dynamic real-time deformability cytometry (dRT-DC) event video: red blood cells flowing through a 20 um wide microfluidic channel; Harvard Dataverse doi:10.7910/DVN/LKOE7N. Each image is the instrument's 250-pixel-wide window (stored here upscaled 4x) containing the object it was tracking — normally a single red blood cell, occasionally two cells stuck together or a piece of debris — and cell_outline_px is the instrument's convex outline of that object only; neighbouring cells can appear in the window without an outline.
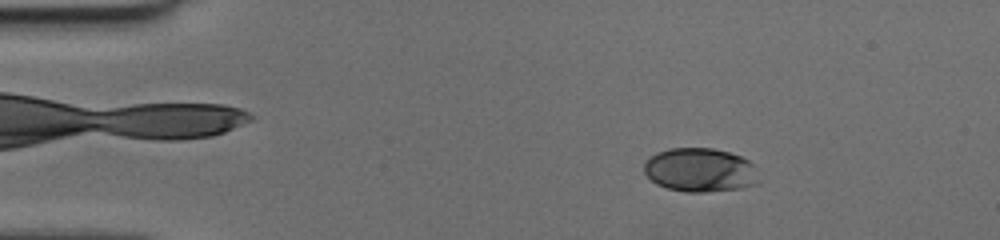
{"species": "human", "species_latin": "Homo sapiens", "temperature_condition": "cold", "stored_images_in_passage": 49, "camera_frame_rate_fps": 3000, "um_per_image_px": 0.085, "donor": {"sex": "female"}, "frame": {"image": 1, "passage_image": 7, "time_ms": 2.0, "image_size_px": [1000, 240], "cell_outline_px": [[756, 184], [740, 188], [708, 192], [684, 192], [668, 188], [656, 184], [644, 172], [644, 160], [660, 152], [672, 148], [712, 148], [728, 152], [740, 156], [748, 160], [752, 164]], "centroid_in_image_um": [59.45, 14.45], "position_along_channel_um": 25.6, "area_um2": 28.9}}
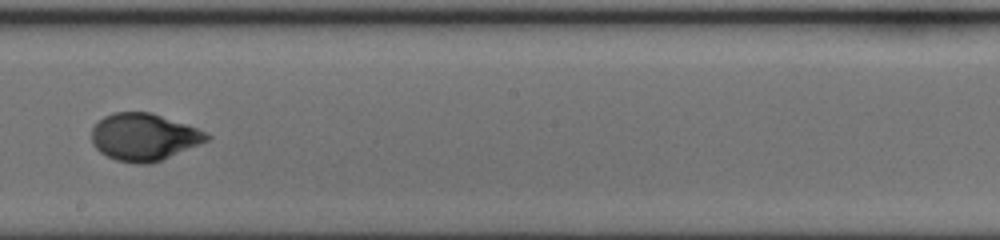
{"frame": {"image": 2, "passage_image": 28, "time_ms": 9.0, "image_size_px": [1000, 240], "cell_outline_px": [[212, 136], [208, 140], [160, 160], [148, 164], [136, 164], [116, 160], [100, 152], [92, 144], [92, 128], [104, 116], [112, 112], [152, 112], [196, 128]], "centroid_in_image_um": [12.19, 11.64], "position_along_channel_um": 236.0, "area_um2": 31.33}}
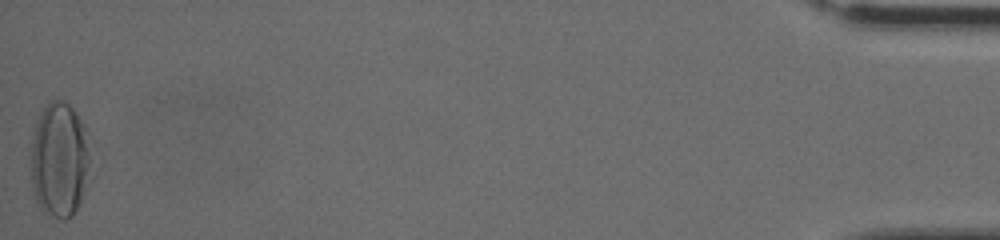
{"frame": {"image": 3, "passage_image": 49, "time_ms": 16.0, "image_size_px": [1000, 240], "cell_outline_px": [[88, 160], [84, 192], [72, 216], [64, 220], [60, 220], [44, 212], [40, 208], [36, 200], [32, 184], [32, 144], [36, 124], [48, 100], [64, 100], [72, 108], [84, 124], [88, 152]], "centroid_in_image_um": [5.03, 13.59], "position_along_channel_um": 430.2, "area_um2": 39.02}}